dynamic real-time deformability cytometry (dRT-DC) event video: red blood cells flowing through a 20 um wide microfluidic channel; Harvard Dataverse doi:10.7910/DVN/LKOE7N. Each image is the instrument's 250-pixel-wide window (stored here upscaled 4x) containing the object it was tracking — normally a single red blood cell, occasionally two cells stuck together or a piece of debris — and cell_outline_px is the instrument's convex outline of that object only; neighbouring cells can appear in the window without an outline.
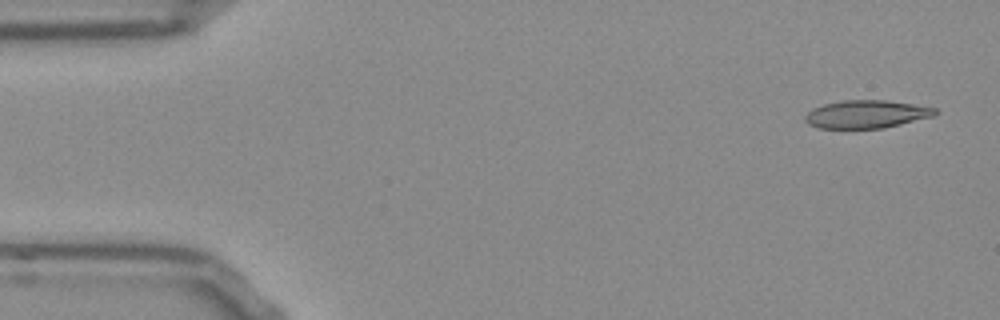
{"species": "Egyptian fruit bat (a non-hibernating species)", "species_latin": "Rousettus aegyptiacus", "temperature_condition": "room temperature", "stored_images_in_passage": 50, "camera_frame_rate_fps": 3000, "um_per_image_px": 0.085, "frame": {"image": 1, "passage_image": 1, "time_ms": 0.0, "image_size_px": [1000, 320], "cell_outline_px": [[940, 112], [932, 116], [884, 128], [820, 128], [808, 124], [804, 120], [804, 116], [812, 108], [824, 104], [844, 100], [884, 100], [912, 104], [936, 108]], "centroid_in_image_um": [73.62, 9.7], "position_along_channel_um": 11.4, "area_um2": 21.04}}
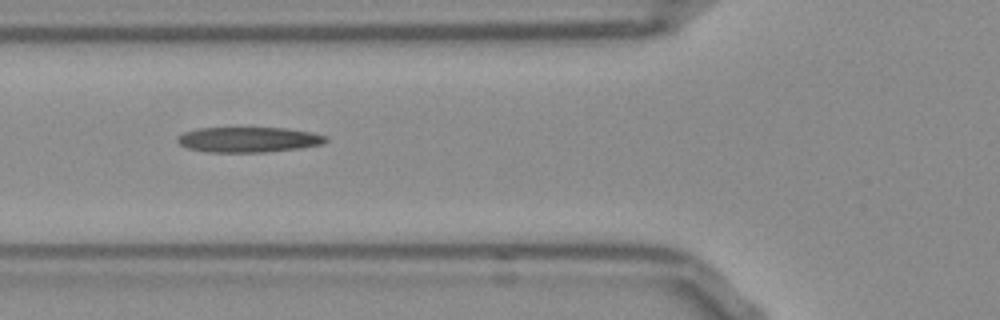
{"frame": {"image": 2, "passage_image": 17, "time_ms": 5.333, "image_size_px": [1000, 320], "cell_outline_px": [[328, 140], [324, 144], [300, 148], [264, 152], [208, 152], [188, 148], [180, 144], [176, 140], [176, 136], [184, 132], [196, 128], [288, 128], [312, 132], [328, 136]], "centroid_in_image_um": [21.14, 11.86], "position_along_channel_um": 104.7, "area_um2": 22.02}}
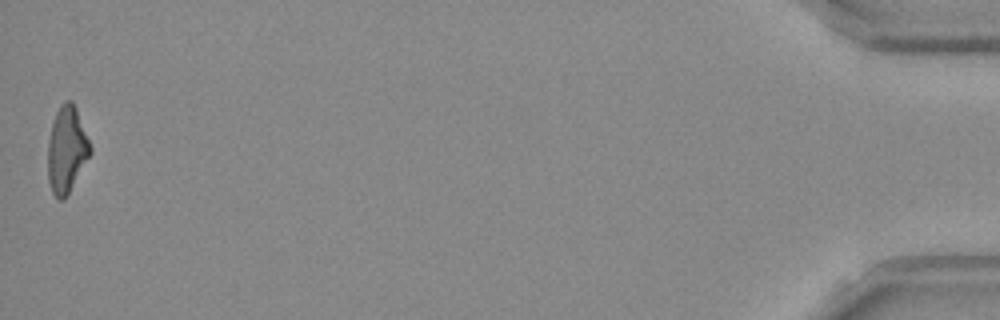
{"frame": {"image": 3, "passage_image": 50, "time_ms": 16.333, "image_size_px": [1000, 320], "cell_outline_px": [[92, 152], [64, 200], [60, 200], [52, 192], [48, 180], [48, 140], [52, 120], [60, 104], [64, 100], [72, 100], [76, 108], [92, 148]], "centroid_in_image_um": [5.66, 12.68], "position_along_channel_um": 429.5, "area_um2": 21.33}, "authors_computed_cell_mechanics": {"area_um2": 21.6461, "velocity_mm_per_s": 3.8738, "shape_relaxation_time_tau1_ms": null, "shape_relaxation_time_tau2_ms": 2.5415, "deformation_change_tau1": null, "deformation_change_tau2": 0.1386}}